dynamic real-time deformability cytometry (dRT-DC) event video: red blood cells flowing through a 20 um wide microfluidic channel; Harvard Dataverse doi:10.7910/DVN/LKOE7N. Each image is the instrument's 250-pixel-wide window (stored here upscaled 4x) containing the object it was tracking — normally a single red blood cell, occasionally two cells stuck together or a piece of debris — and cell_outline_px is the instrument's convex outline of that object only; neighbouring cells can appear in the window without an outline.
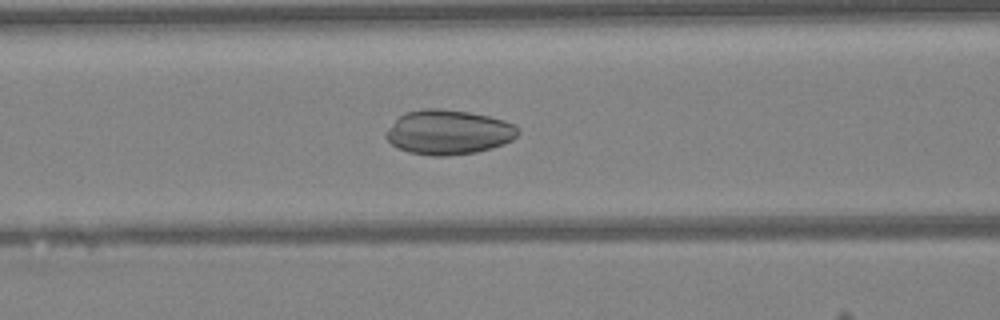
{"species": "Egyptian fruit bat (a non-hibernating species)", "species_latin": "Rousettus aegyptiacus", "temperature_condition": "warm", "stored_images_in_passage": 33, "camera_frame_rate_fps": 3000, "um_per_image_px": 0.085, "animal": {"sex": "female"}, "frame": {"image": 1, "passage_image": 5, "time_ms": 1.333, "image_size_px": [1000, 320], "cell_outline_px": [[520, 132], [512, 140], [504, 144], [492, 148], [476, 152], [448, 156], [432, 156], [408, 152], [396, 148], [384, 136], [388, 128], [400, 116], [408, 112], [424, 108], [440, 108], [468, 112], [488, 116], [504, 120], [520, 128]], "centroid_in_image_um": [38.12, 11.25], "position_along_channel_um": 128.5, "area_um2": 34.39}}
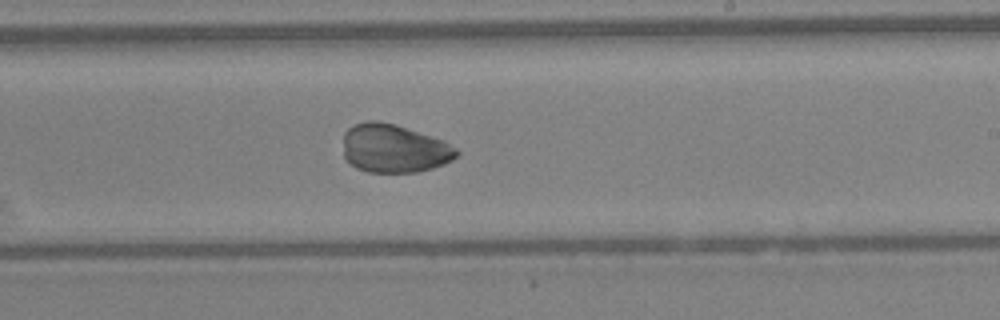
{"frame": {"image": 2, "passage_image": 14, "time_ms": 4.333, "image_size_px": [1000, 320], "cell_outline_px": [[460, 152], [452, 160], [444, 164], [420, 172], [368, 172], [356, 168], [344, 160], [344, 132], [348, 128], [356, 124], [372, 120], [376, 120], [392, 124], [444, 140], [456, 148]], "centroid_in_image_um": [33.49, 12.64], "position_along_channel_um": 255.5, "area_um2": 31.96}}
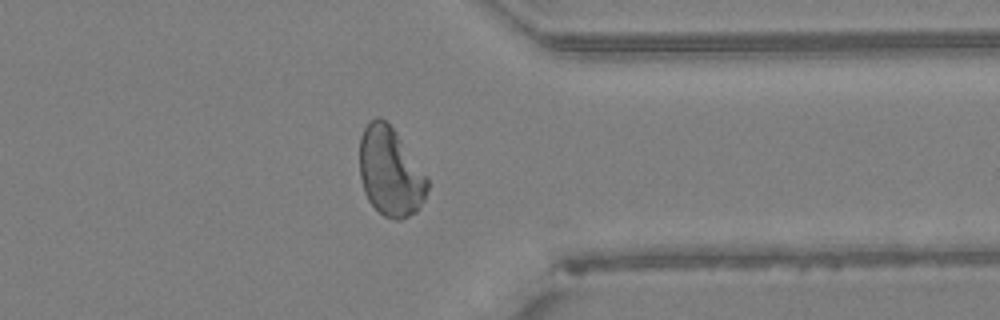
{"frame": {"image": 3, "passage_image": 23, "time_ms": 7.333, "image_size_px": [1000, 320], "cell_outline_px": [[428, 188], [424, 200], [420, 208], [416, 212], [400, 220], [396, 220], [384, 216], [368, 200], [364, 192], [360, 176], [360, 136], [364, 128], [376, 116], [380, 116], [396, 132], [428, 180]], "centroid_in_image_um": [33.16, 14.63], "position_along_channel_um": 378.2, "area_um2": 34.68}}